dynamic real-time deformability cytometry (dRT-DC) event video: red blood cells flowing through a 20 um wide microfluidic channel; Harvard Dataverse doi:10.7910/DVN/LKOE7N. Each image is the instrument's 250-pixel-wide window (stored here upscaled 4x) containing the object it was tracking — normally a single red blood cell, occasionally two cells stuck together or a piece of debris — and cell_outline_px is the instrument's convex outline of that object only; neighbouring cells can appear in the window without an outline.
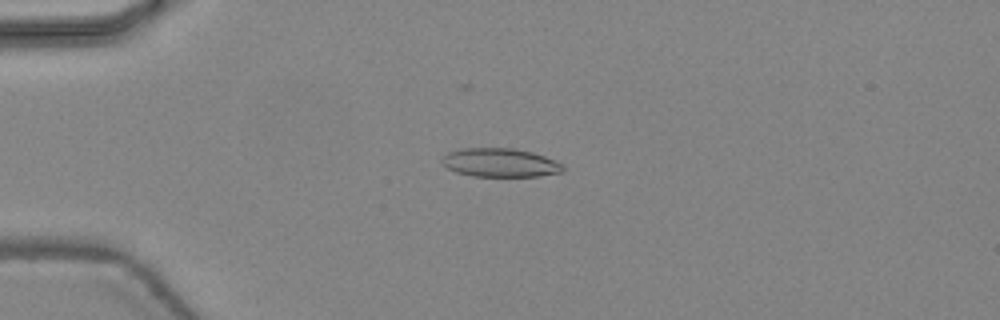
{"species": "common noctule bat (a hibernating species)", "species_latin": "Nyctalus noctula", "temperature_condition": "warm", "stored_images_in_passage": 42, "camera_frame_rate_fps": 3000, "um_per_image_px": 0.085, "animal": {"sex": "female", "body_mass_g": 24.6, "forearm_length_mm": 56.2}, "frame": {"image": 1, "passage_image": 12, "time_ms": 3.667, "image_size_px": [1000, 320], "cell_outline_px": [[564, 172], [540, 176], [472, 176], [456, 172], [448, 168], [440, 160], [448, 152], [460, 148], [512, 148], [532, 152], [556, 160], [564, 164]], "centroid_in_image_um": [42.54, 13.82], "position_along_channel_um": 42.5, "area_um2": 20.35}}
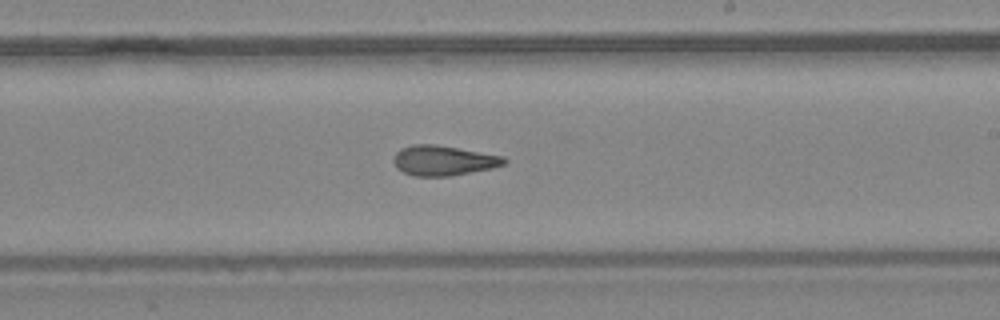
{"frame": {"image": 2, "passage_image": 28, "time_ms": 9.0, "image_size_px": [1000, 320], "cell_outline_px": [[508, 160], [504, 164], [492, 168], [452, 176], [416, 176], [404, 172], [396, 168], [392, 160], [396, 152], [400, 148], [412, 144], [436, 144], [504, 156]], "centroid_in_image_um": [37.67, 13.64], "position_along_channel_um": 251.3, "area_um2": 19.48}}
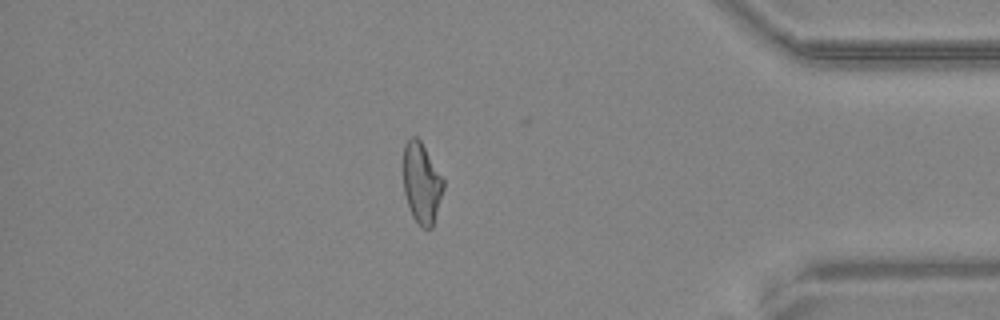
{"frame": {"image": 3, "passage_image": 40, "time_ms": 13.0, "image_size_px": [1000, 320], "cell_outline_px": [[444, 188], [432, 228], [424, 228], [412, 216], [404, 192], [404, 144], [412, 136], [416, 136], [420, 140], [444, 180]], "centroid_in_image_um": [35.84, 15.55], "position_along_channel_um": 399.4, "area_um2": 18.5}}